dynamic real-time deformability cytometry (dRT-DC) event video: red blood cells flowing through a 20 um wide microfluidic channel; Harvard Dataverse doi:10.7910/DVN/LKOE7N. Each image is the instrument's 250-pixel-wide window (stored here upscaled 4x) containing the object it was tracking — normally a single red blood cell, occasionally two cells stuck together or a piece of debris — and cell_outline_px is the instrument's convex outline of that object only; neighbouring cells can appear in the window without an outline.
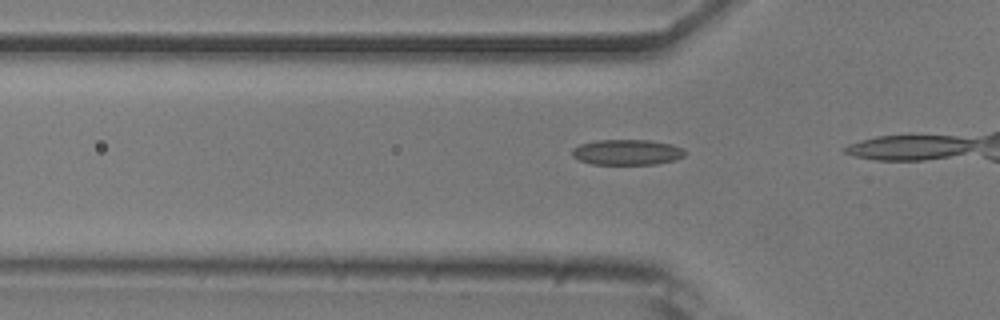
{"species": "common noctule bat (a hibernating species)", "species_latin": "Nyctalus noctula", "temperature_condition": "room temperature", "stored_images_in_passage": 13, "camera_frame_rate_fps": 3000, "um_per_image_px": 0.085, "animal": {"sex": "male", "body_mass_g": 20.5, "forearm_length_mm": 52.5}, "frame": {"image": 1, "passage_image": 11, "time_ms": 3.333, "image_size_px": [1000, 320], "cell_outline_px": [[684, 156], [676, 160], [656, 164], [592, 164], [580, 160], [572, 156], [572, 148], [580, 144], [596, 140], [648, 140], [672, 144], [684, 148]], "centroid_in_image_um": [53.3, 12.93], "position_along_channel_um": 72.5, "area_um2": 16.82}}